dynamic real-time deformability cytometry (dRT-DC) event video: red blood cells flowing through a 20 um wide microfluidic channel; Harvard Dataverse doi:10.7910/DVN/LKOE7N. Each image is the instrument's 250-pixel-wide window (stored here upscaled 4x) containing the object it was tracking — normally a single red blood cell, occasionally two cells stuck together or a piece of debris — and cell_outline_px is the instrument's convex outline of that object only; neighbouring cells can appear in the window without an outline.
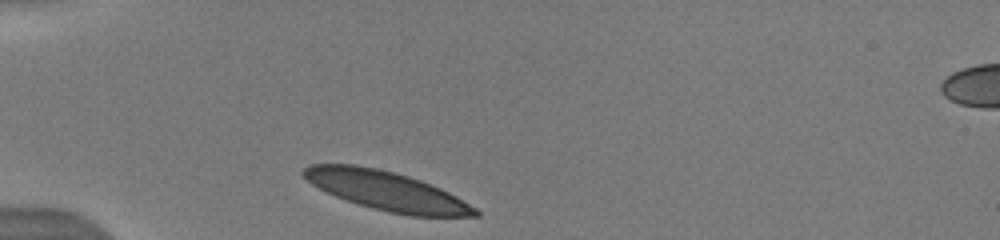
{"species": "human", "species_latin": "Homo sapiens", "temperature_condition": "warm", "stored_images_in_passage": 9, "camera_frame_rate_fps": 3000, "um_per_image_px": 0.085, "donor": {"sex": "male"}, "frame": {"image": 1, "passage_image": 1, "time_ms": 0.0, "image_size_px": [1000, 240], "cell_outline_px": [[480, 216], [408, 216], [388, 212], [372, 208], [336, 196], [312, 184], [300, 172], [308, 164], [356, 164], [376, 168], [408, 176], [420, 180], [440, 188], [456, 196], [476, 208], [480, 212]], "centroid_in_image_um": [32.87, 16.22], "position_along_channel_um": 52.1, "area_um2": 38.67}}